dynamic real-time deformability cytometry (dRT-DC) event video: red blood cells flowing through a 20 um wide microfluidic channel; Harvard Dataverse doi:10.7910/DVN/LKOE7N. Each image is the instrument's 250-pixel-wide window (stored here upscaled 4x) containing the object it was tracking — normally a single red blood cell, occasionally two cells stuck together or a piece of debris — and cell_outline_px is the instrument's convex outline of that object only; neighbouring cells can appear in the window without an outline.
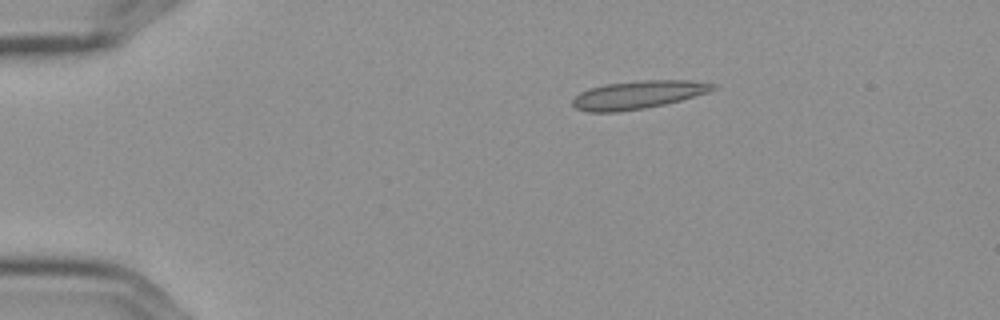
{"species": "Egyptian fruit bat (a non-hibernating species)", "species_latin": "Rousettus aegyptiacus", "temperature_condition": "cold", "stored_images_in_passage": 3, "camera_frame_rate_fps": 3000, "um_per_image_px": 0.085, "frame": {"image": 1, "passage_image": 1, "time_ms": 0.0, "image_size_px": [1000, 320], "cell_outline_px": [[716, 88], [708, 92], [680, 100], [664, 104], [644, 108], [616, 112], [588, 112], [576, 108], [572, 104], [572, 100], [580, 92], [588, 88], [604, 84], [644, 80], [688, 80], [716, 84]], "centroid_in_image_um": [54.2, 8.05], "position_along_channel_um": 30.8, "area_um2": 22.83}}